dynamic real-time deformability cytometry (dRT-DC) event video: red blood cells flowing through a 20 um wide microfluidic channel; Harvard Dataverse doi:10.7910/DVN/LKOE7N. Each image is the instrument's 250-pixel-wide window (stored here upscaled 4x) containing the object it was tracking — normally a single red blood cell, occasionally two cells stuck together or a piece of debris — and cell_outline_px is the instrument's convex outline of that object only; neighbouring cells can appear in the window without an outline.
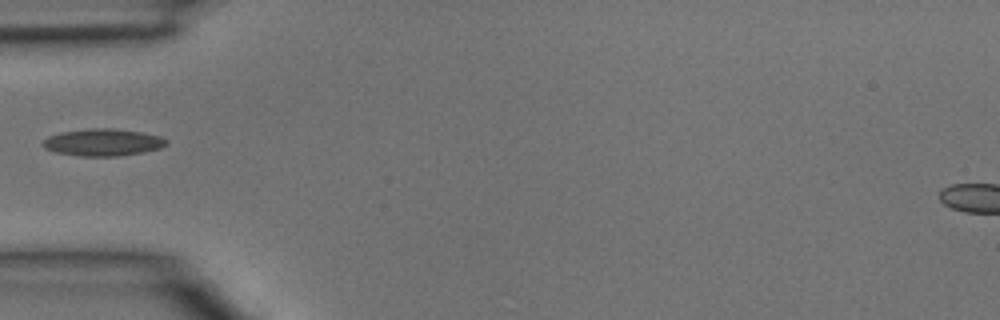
{"species": "common noctule bat (a hibernating species)", "species_latin": "Nyctalus noctula", "temperature_condition": "room temperature", "stored_images_in_passage": 5, "camera_frame_rate_fps": 3000, "um_per_image_px": 0.085, "animal": {"sex": "male", "body_mass_g": 15.6}, "frame": {"image": 1, "passage_image": 5, "time_ms": 1.333, "image_size_px": [1000, 320], "cell_outline_px": [[168, 144], [160, 148], [144, 152], [116, 156], [80, 156], [56, 152], [44, 148], [40, 144], [48, 136], [60, 132], [88, 128], [112, 128], [140, 132], [160, 136], [168, 140]], "centroid_in_image_um": [8.73, 12.09], "position_along_channel_um": 76.3, "area_um2": 19.59}}